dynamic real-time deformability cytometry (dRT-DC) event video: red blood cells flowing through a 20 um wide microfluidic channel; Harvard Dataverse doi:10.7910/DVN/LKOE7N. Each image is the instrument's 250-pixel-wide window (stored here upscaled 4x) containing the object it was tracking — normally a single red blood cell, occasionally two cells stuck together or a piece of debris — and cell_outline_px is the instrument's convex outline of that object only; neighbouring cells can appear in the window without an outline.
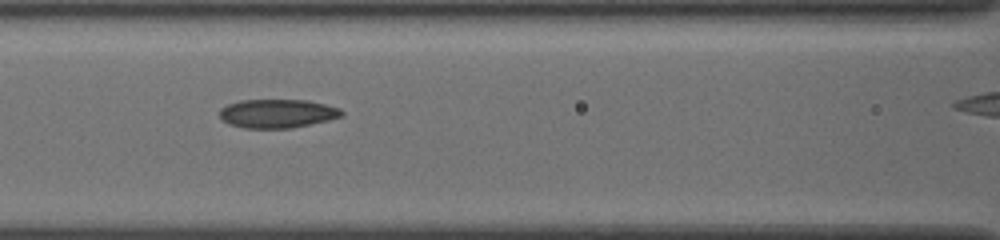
{"species": "common noctule bat (a hibernating species)", "species_latin": "Nyctalus noctula", "temperature_condition": "cold", "stored_images_in_passage": 14, "camera_frame_rate_fps": 3000, "um_per_image_px": 0.085, "animal": {"sex": "female", "body_mass_g": 19.5, "forearm_length_mm": 54.1}, "frame": {"image": 1, "passage_image": 10, "time_ms": 3.0, "image_size_px": [1000, 240], "cell_outline_px": [[344, 112], [340, 116], [328, 120], [292, 128], [244, 128], [228, 124], [220, 116], [220, 108], [228, 104], [240, 100], [308, 100], [340, 108]], "centroid_in_image_um": [23.56, 9.65], "position_along_channel_um": 143.0, "area_um2": 20.35}}
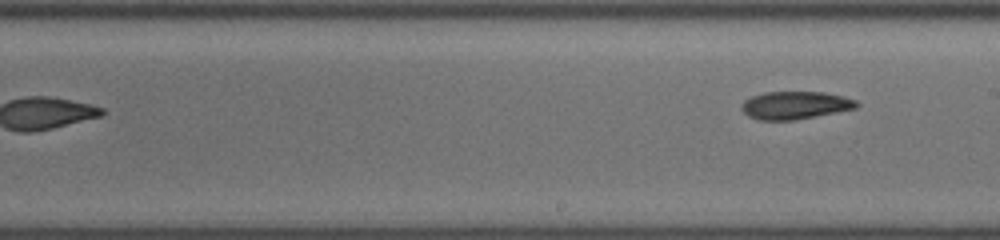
{"frame": {"image": 2, "passage_image": 14, "time_ms": 4.333, "image_size_px": [1000, 240], "cell_outline_px": [[860, 104], [856, 108], [816, 116], [792, 120], [760, 120], [748, 116], [740, 108], [740, 104], [744, 100], [752, 96], [764, 92], [824, 92], [844, 96], [856, 100]], "centroid_in_image_um": [67.57, 8.94], "position_along_channel_um": 221.4, "area_um2": 18.67}}